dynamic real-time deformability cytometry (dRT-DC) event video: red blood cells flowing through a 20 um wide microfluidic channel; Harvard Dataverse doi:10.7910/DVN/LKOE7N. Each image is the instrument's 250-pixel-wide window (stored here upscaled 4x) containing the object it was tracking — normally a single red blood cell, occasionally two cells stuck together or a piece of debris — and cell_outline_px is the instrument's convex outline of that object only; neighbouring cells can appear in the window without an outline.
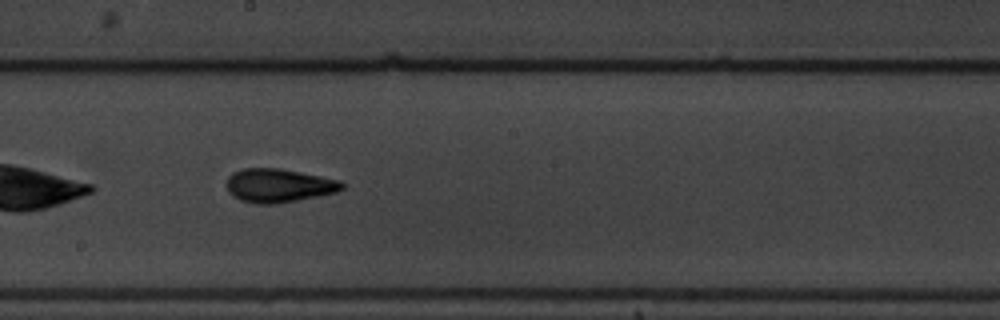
{"species": "common noctule bat (a hibernating species)", "species_latin": "Nyctalus noctula", "temperature_condition": "warm", "stored_images_in_passage": 31, "camera_frame_rate_fps": 3000, "um_per_image_px": 0.085, "animal": {"sex": "male", "body_mass_g": 19.5, "forearm_length_mm": 54.6}, "frame": {"image": 1, "passage_image": 14, "time_ms": 4.333, "image_size_px": [1000, 320], "cell_outline_px": [[348, 184], [344, 188], [336, 192], [320, 196], [276, 204], [256, 204], [240, 200], [232, 196], [228, 192], [228, 176], [232, 172], [244, 168], [280, 168], [340, 180]], "centroid_in_image_um": [23.71, 15.77], "position_along_channel_um": 224.5, "area_um2": 22.83}}
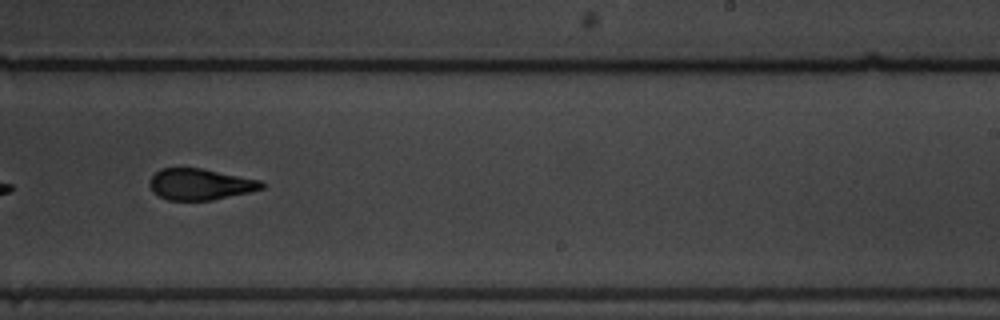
{"frame": {"image": 2, "passage_image": 18, "time_ms": 5.667, "image_size_px": [1000, 320], "cell_outline_px": [[268, 184], [264, 188], [248, 192], [212, 200], [168, 200], [152, 192], [148, 184], [148, 180], [160, 168], [200, 168], [260, 180]], "centroid_in_image_um": [16.99, 15.66], "position_along_channel_um": 272.0, "area_um2": 20.4}, "authors_computed_cell_mechanics": {"area_um2": 21.097, "velocity_mm_per_s": 3.5866, "shape_relaxation_time_tau1_ms": 3.9762, "shape_relaxation_time_tau2_ms": 2.2339, "deformation_change_tau1": 0.1763, "deformation_change_tau2": 0.1163}}